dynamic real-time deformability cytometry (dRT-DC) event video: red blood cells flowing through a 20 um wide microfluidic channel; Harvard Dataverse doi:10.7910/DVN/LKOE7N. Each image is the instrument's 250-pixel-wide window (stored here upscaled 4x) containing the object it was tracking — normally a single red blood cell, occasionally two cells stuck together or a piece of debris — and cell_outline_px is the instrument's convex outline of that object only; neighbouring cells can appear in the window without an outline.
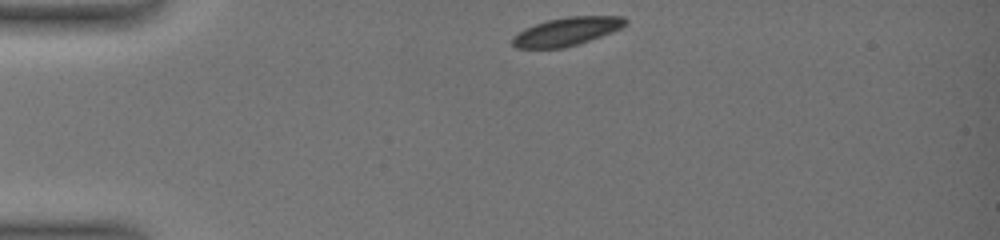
{"species": "common noctule bat (a hibernating species)", "species_latin": "Nyctalus noctula", "temperature_condition": "warm", "stored_images_in_passage": 3, "camera_frame_rate_fps": 3000, "um_per_image_px": 0.085, "animal": {"sex": "female", "body_mass_g": 19.0, "forearm_length_mm": 51.5}, "frame": {"image": 1, "passage_image": 1, "time_ms": 0.0, "image_size_px": [1000, 240], "cell_outline_px": [[628, 24], [612, 32], [580, 44], [564, 48], [516, 48], [512, 44], [512, 36], [524, 28], [548, 20], [568, 16], [624, 16], [628, 20]], "centroid_in_image_um": [48.19, 2.68], "position_along_channel_um": 36.8, "area_um2": 18.79}}